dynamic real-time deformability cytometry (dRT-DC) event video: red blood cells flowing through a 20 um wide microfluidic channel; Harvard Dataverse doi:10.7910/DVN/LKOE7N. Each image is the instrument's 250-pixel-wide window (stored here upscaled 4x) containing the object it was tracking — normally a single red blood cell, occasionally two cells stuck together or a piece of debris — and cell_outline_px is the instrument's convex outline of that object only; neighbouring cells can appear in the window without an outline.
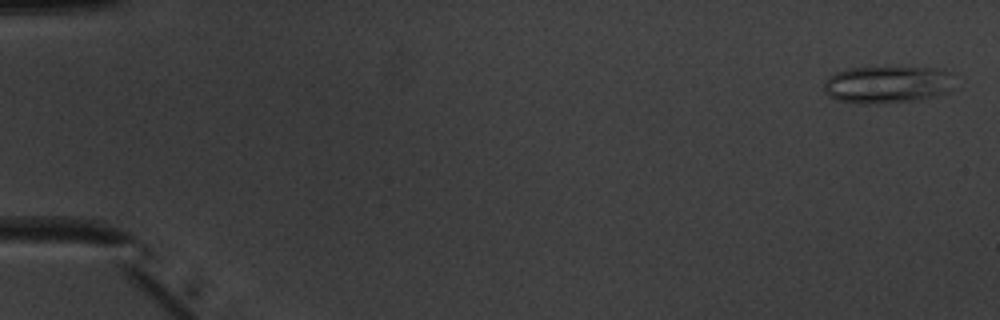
{"species": "common noctule bat (a hibernating species)", "species_latin": "Nyctalus noctula", "temperature_condition": "warm", "stored_images_in_passage": 51, "camera_frame_rate_fps": 3000, "um_per_image_px": 0.085, "animal": {"sex": "male", "body_mass_g": 20.1, "forearm_length_mm": 53.5}, "frame": {"image": 1, "passage_image": 1, "time_ms": 0.0, "image_size_px": [1000, 320], "cell_outline_px": [[952, 88], [948, 92], [936, 96], [916, 100], [868, 104], [860, 104], [840, 100], [828, 96], [824, 92], [824, 80], [828, 76], [836, 72], [848, 68], [936, 68], [948, 72]], "centroid_in_image_um": [75.35, 7.2], "position_along_channel_um": 9.6, "area_um2": 28.03}}
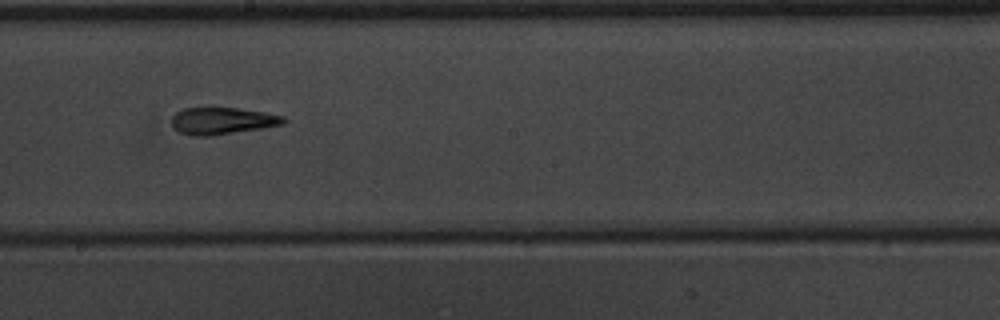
{"frame": {"image": 2, "passage_image": 29, "time_ms": 9.333, "image_size_px": [1000, 320], "cell_outline_px": [[288, 120], [284, 124], [260, 128], [208, 136], [192, 136], [180, 132], [172, 128], [172, 116], [176, 112], [184, 108], [208, 104], [264, 112], [284, 116]], "centroid_in_image_um": [18.83, 10.22], "position_along_channel_um": 229.4, "area_um2": 18.21}}
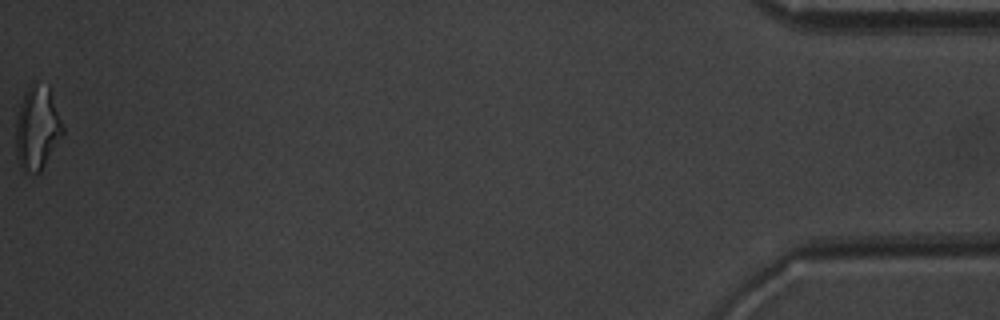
{"frame": {"image": 3, "passage_image": 51, "time_ms": 16.667, "image_size_px": [1000, 320], "cell_outline_px": [[64, 132], [40, 172], [24, 172], [16, 160], [16, 120], [24, 96], [28, 88], [32, 84], [48, 88], [64, 128]], "centroid_in_image_um": [3.14, 10.98], "position_along_channel_um": 432.1, "area_um2": 22.02}, "authors_computed_cell_mechanics": {"area_um2": 18.5538, "velocity_mm_per_s": 4.0032, "shape_relaxation_time_tau1_ms": 5.2647, "shape_relaxation_time_tau2_ms": 3.3195, "deformation_change_tau1": 0.199, "deformation_change_tau2": 0.1514}}